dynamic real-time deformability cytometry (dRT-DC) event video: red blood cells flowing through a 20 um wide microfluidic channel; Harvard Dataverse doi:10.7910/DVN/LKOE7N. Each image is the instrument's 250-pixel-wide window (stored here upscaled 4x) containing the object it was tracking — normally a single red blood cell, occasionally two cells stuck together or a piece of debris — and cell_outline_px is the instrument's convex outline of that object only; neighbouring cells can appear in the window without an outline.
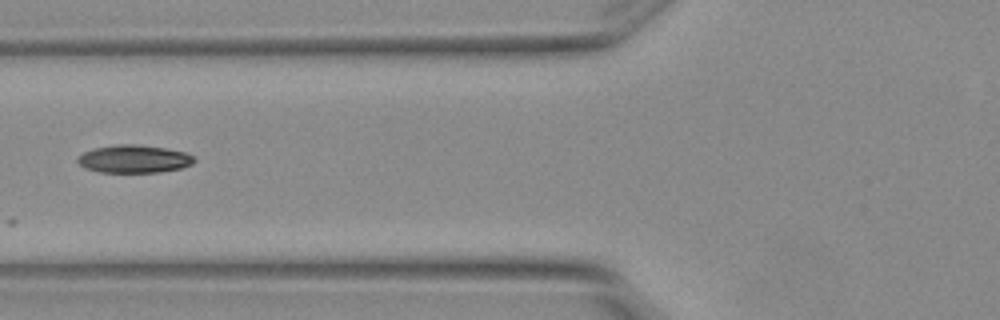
{"species": "Egyptian fruit bat (a non-hibernating species)", "species_latin": "Rousettus aegyptiacus", "temperature_condition": "warm", "stored_images_in_passage": 8, "camera_frame_rate_fps": 3000, "um_per_image_px": 0.085, "animal": {"sex": "female"}, "frame": {"image": 1, "passage_image": 6, "time_ms": 1.667, "image_size_px": [1000, 320], "cell_outline_px": [[196, 160], [192, 164], [180, 168], [160, 172], [100, 172], [84, 168], [76, 160], [84, 152], [92, 148], [116, 144], [136, 144], [164, 148], [184, 152], [192, 156]], "centroid_in_image_um": [11.36, 13.51], "position_along_channel_um": 114.4, "area_um2": 18.84}}